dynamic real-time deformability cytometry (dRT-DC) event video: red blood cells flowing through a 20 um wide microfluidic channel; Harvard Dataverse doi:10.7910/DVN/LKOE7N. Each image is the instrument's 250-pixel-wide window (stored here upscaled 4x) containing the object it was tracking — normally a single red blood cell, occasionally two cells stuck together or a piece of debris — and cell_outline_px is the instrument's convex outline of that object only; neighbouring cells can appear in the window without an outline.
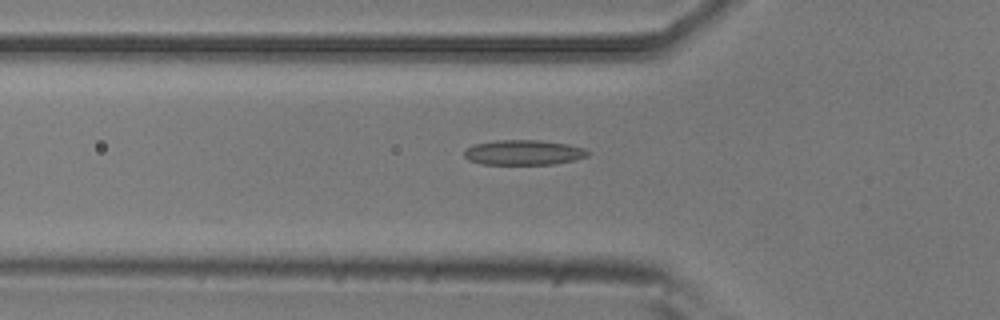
{"species": "common noctule bat (a hibernating species)", "species_latin": "Nyctalus noctula", "temperature_condition": "room temperature", "stored_images_in_passage": 47, "camera_frame_rate_fps": 3000, "um_per_image_px": 0.085, "animal": {"sex": "male", "body_mass_g": 20.5, "forearm_length_mm": 52.5}, "frame": {"image": 1, "passage_image": 18, "time_ms": 5.667, "image_size_px": [1000, 320], "cell_outline_px": [[592, 152], [588, 156], [572, 160], [552, 164], [480, 164], [468, 160], [464, 156], [464, 148], [472, 144], [496, 140], [540, 140], [568, 144], [584, 148]], "centroid_in_image_um": [44.47, 12.95], "position_along_channel_um": 81.3, "area_um2": 18.21}}
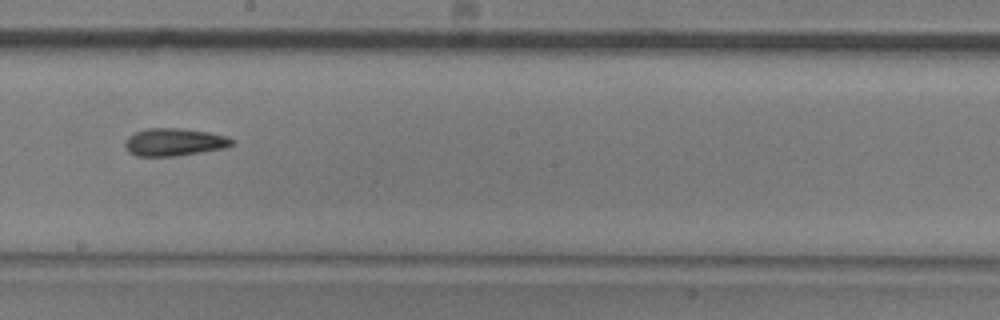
{"frame": {"image": 2, "passage_image": 30, "time_ms": 9.667, "image_size_px": [1000, 320], "cell_outline_px": [[236, 140], [232, 144], [224, 148], [176, 156], [136, 156], [128, 152], [124, 144], [128, 136], [144, 128], [184, 128], [208, 132], [228, 136]], "centroid_in_image_um": [14.8, 12.07], "position_along_channel_um": 233.4, "area_um2": 17.34}}
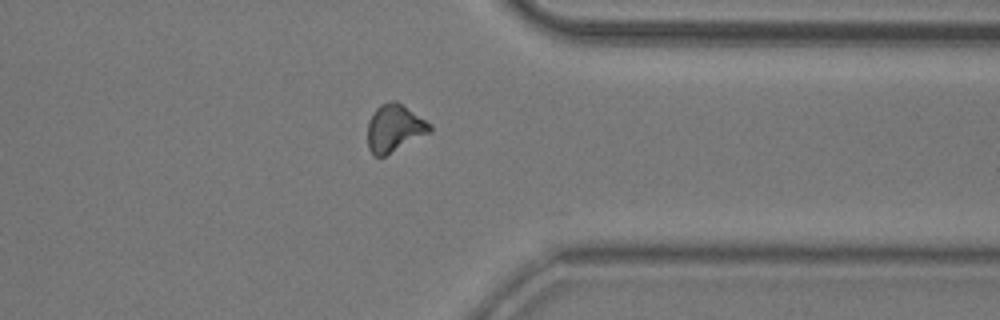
{"frame": {"image": 3, "passage_image": 42, "time_ms": 13.667, "image_size_px": [1000, 320], "cell_outline_px": [[432, 132], [384, 156], [376, 156], [368, 148], [368, 120], [376, 108], [380, 104], [392, 100], [396, 100], [432, 124]], "centroid_in_image_um": [33.54, 10.87], "position_along_channel_um": 377.9, "area_um2": 17.22}}